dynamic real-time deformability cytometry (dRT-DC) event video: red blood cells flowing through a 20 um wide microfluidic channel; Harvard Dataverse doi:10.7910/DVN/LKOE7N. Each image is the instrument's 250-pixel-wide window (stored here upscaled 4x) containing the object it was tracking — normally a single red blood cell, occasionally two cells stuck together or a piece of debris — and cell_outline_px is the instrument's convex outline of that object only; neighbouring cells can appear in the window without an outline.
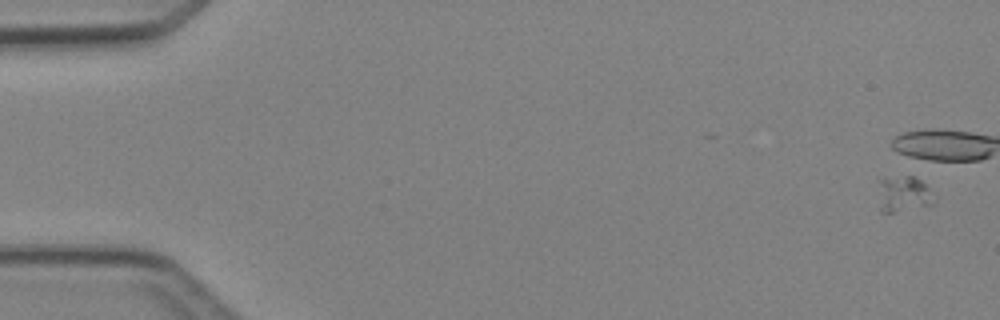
{"species": "Egyptian fruit bat (a non-hibernating species)", "species_latin": "Rousettus aegyptiacus", "temperature_condition": "cold", "stored_images_in_passage": 2, "camera_frame_rate_fps": 3000, "um_per_image_px": 0.085, "animal": {"sex": "female"}, "frame": {"image": 1, "passage_image": 1, "time_ms": 0.0, "image_size_px": [1000, 320], "cell_outline_px": [[936, 200], [932, 204], [892, 212], [880, 212], [880, 180], [904, 176], [912, 176], [920, 180], [936, 196]], "centroid_in_image_um": [76.85, 16.5], "position_along_channel_um": 8.2, "area_um2": 11.27}}